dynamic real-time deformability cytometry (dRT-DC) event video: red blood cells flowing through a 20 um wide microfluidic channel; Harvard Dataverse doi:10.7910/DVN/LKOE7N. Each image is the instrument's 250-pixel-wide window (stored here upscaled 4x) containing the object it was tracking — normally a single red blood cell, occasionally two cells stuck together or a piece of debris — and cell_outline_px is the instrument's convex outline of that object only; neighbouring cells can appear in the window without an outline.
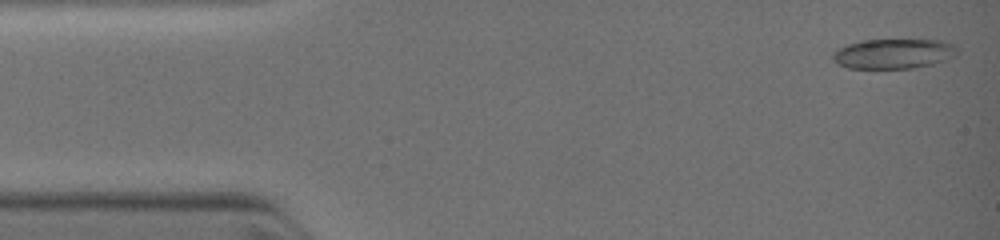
{"species": "common noctule bat (a hibernating species)", "species_latin": "Nyctalus noctula", "temperature_condition": "warm", "stored_images_in_passage": 39, "camera_frame_rate_fps": 3000, "um_per_image_px": 0.085, "animal": {"sex": "female", "body_mass_g": 19.0, "forearm_length_mm": 51.5}, "frame": {"image": 1, "passage_image": 1, "time_ms": 0.0, "image_size_px": [1000, 240], "cell_outline_px": [[956, 56], [932, 64], [912, 68], [848, 68], [836, 64], [832, 60], [832, 52], [848, 44], [860, 40], [944, 40], [956, 44]], "centroid_in_image_um": [75.94, 4.56], "position_along_channel_um": 9.1, "area_um2": 21.79}}
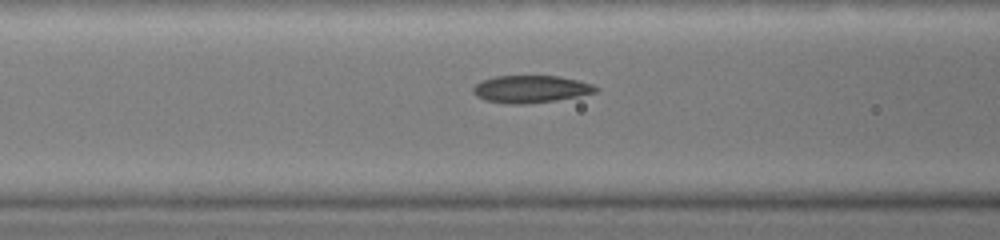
{"frame": {"image": 2, "passage_image": 24, "time_ms": 4.333, "image_size_px": [1000, 240], "cell_outline_px": [[600, 88], [596, 92], [580, 96], [556, 100], [524, 104], [504, 104], [484, 100], [476, 96], [472, 92], [472, 88], [476, 84], [484, 80], [496, 76], [556, 76], [576, 80], [592, 84]], "centroid_in_image_um": [45.1, 7.58], "position_along_channel_um": 121.5, "area_um2": 19.54}}
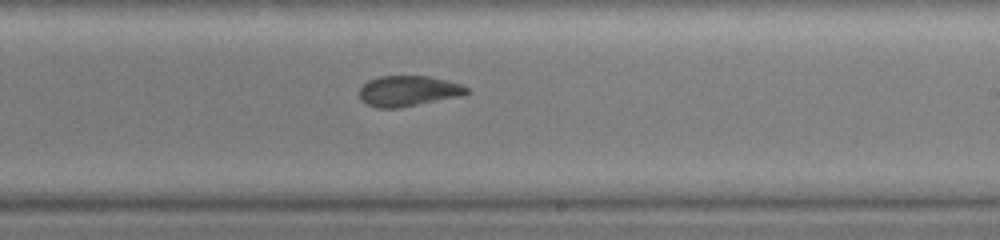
{"frame": {"image": 3, "passage_image": 39, "time_ms": 7.0, "image_size_px": [1000, 240], "cell_outline_px": [[468, 92], [464, 96], [400, 108], [376, 108], [360, 100], [360, 88], [368, 80], [380, 76], [428, 76], [448, 80], [460, 84], [468, 88]], "centroid_in_image_um": [34.73, 7.74], "position_along_channel_um": 254.3, "area_um2": 19.31}}